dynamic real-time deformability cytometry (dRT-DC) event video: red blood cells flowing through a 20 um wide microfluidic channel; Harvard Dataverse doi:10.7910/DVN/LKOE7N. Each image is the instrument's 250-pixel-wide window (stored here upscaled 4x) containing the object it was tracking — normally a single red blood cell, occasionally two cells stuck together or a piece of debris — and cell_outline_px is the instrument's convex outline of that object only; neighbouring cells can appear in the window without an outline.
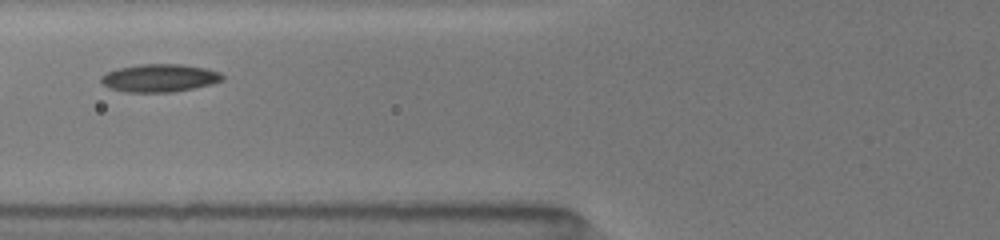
{"species": "common noctule bat (a hibernating species)", "species_latin": "Nyctalus noctula", "temperature_condition": "room temperature", "stored_images_in_passage": 11, "camera_frame_rate_fps": 3000, "um_per_image_px": 0.085, "animal": {"sex": "female", "body_mass_g": 19.5, "forearm_length_mm": 54.1}, "frame": {"image": 1, "passage_image": 7, "time_ms": 2.333, "image_size_px": [1000, 240], "cell_outline_px": [[224, 80], [212, 84], [172, 92], [128, 92], [108, 88], [100, 80], [100, 76], [116, 68], [140, 64], [180, 64], [208, 68], [220, 72], [224, 76]], "centroid_in_image_um": [13.57, 6.62], "position_along_channel_um": 112.2, "area_um2": 19.83}}
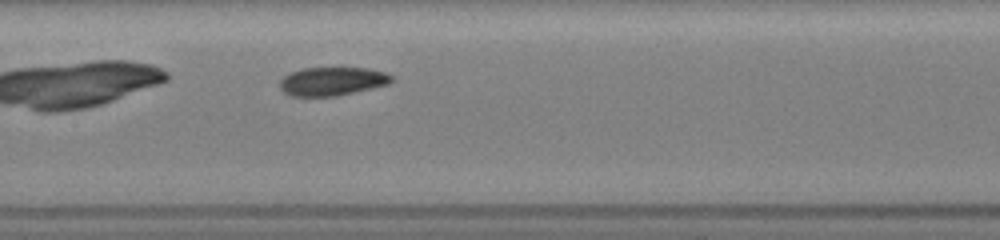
{"frame": {"image": 2, "passage_image": 11, "time_ms": 4.0, "image_size_px": [1000, 240], "cell_outline_px": [[392, 80], [388, 84], [336, 96], [288, 96], [280, 88], [280, 80], [288, 72], [300, 68], [368, 68], [388, 72], [392, 76]], "centroid_in_image_um": [28.2, 6.9], "position_along_channel_um": 179.2, "area_um2": 18.67}}